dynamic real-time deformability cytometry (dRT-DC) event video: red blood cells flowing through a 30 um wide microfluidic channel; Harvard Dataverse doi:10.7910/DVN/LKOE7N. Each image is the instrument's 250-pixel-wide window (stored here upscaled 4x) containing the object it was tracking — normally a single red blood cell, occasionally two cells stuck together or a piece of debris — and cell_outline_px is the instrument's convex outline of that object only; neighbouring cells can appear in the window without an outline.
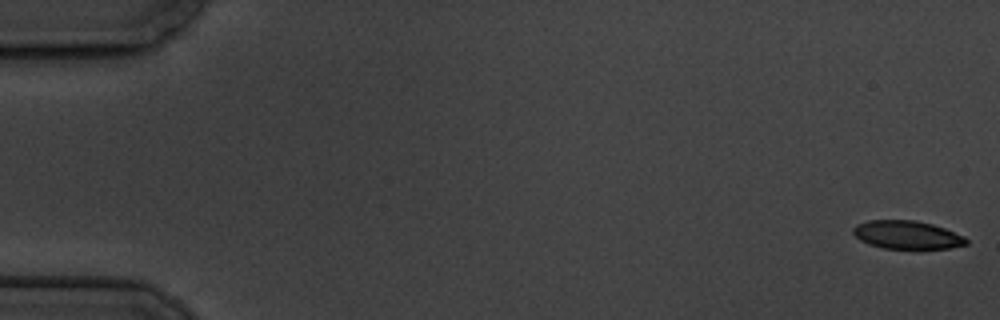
{"species": "common noctule bat (a hibernating species)", "species_latin": "Nyctalus noctula", "temperature_condition": "cold", "stored_images_in_passage": 5, "camera_frame_rate_fps": 3000, "um_per_image_px": 0.085, "animal": {"sex": "male", "body_mass_g": 19.5, "forearm_length_mm": 54.6}, "frame": {"image": 1, "passage_image": 1, "time_ms": 0.0, "image_size_px": [1000, 320], "cell_outline_px": [[968, 244], [948, 248], [884, 248], [868, 244], [860, 240], [852, 232], [852, 228], [856, 224], [868, 220], [916, 220], [932, 224], [944, 228], [964, 236], [968, 240]], "centroid_in_image_um": [77.07, 19.95], "position_along_channel_um": 7.9, "area_um2": 18.55}}